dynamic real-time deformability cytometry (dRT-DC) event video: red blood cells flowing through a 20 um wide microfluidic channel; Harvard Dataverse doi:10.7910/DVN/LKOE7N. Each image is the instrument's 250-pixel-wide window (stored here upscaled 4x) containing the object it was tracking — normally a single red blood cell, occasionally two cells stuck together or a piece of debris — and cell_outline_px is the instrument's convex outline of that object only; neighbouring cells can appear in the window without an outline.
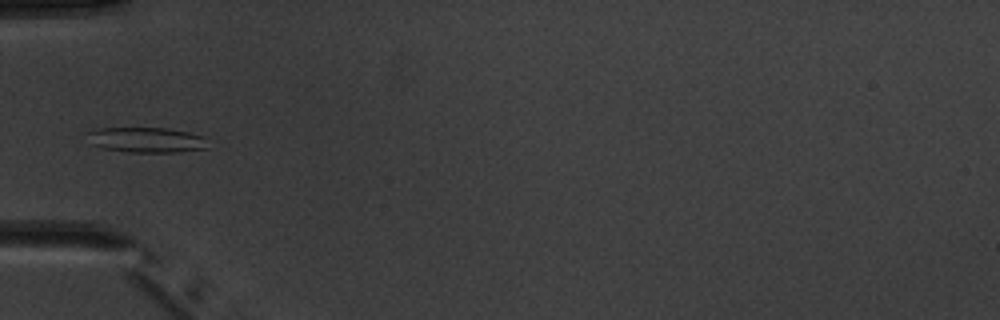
{"species": "common noctule bat (a hibernating species)", "species_latin": "Nyctalus noctula", "temperature_condition": "warm", "stored_images_in_passage": 3, "camera_frame_rate_fps": 3000, "um_per_image_px": 0.085, "animal": {"sex": "male", "body_mass_g": 20.1, "forearm_length_mm": 53.5}, "frame": {"image": 1, "passage_image": 2, "time_ms": 1.0, "image_size_px": [1000, 320], "cell_outline_px": [[208, 148], [180, 152], [128, 152], [100, 148], [92, 144], [84, 132], [100, 128], [168, 128], [188, 132], [204, 136]], "centroid_in_image_um": [12.42, 11.89], "position_along_channel_um": 72.6, "area_um2": 17.92}}